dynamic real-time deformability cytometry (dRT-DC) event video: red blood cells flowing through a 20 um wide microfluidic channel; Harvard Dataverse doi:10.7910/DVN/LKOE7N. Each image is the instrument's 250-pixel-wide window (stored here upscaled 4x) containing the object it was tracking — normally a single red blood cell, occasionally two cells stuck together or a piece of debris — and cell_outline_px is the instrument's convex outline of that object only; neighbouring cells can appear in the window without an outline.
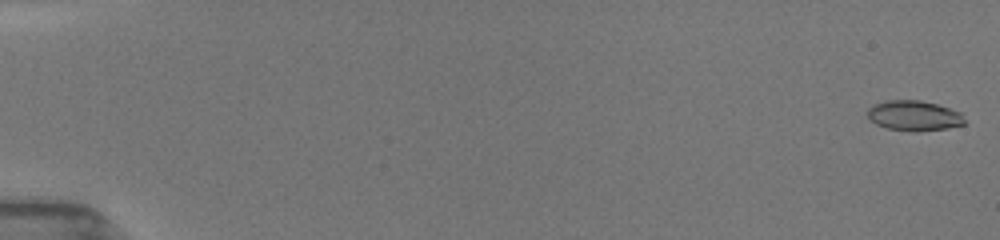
{"species": "common noctule bat (a hibernating species)", "species_latin": "Nyctalus noctula", "temperature_condition": "room temperature", "stored_images_in_passage": 10, "camera_frame_rate_fps": 3000, "um_per_image_px": 0.085, "animal": {"sex": "female", "body_mass_g": 19.5, "forearm_length_mm": 54.1}, "frame": {"image": 1, "passage_image": 1, "time_ms": 0.0, "image_size_px": [1000, 240], "cell_outline_px": [[964, 124], [948, 128], [916, 132], [888, 128], [876, 124], [868, 116], [868, 108], [872, 104], [888, 100], [920, 100], [936, 104], [960, 112], [964, 120]], "centroid_in_image_um": [77.68, 9.83], "position_along_channel_um": 7.3, "area_um2": 16.94}}
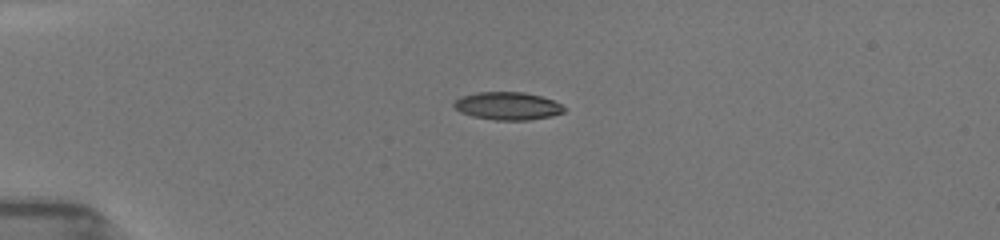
{"frame": {"image": 2, "passage_image": 7, "time_ms": 4.333, "image_size_px": [1000, 240], "cell_outline_px": [[564, 112], [552, 116], [528, 120], [496, 120], [472, 116], [460, 112], [452, 104], [460, 96], [476, 92], [524, 92], [540, 96], [552, 100], [560, 104], [564, 108]], "centroid_in_image_um": [43.12, 9.0], "position_along_channel_um": 41.9, "area_um2": 17.8}}
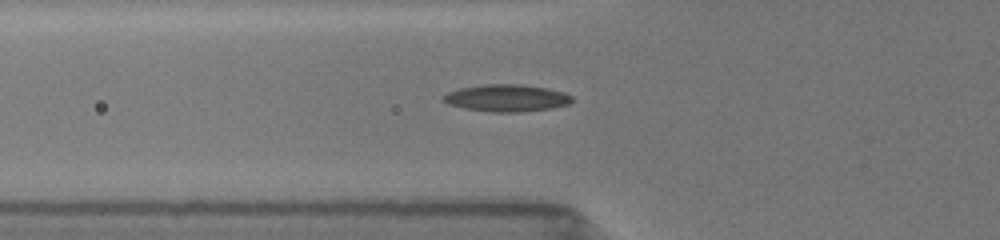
{"frame": {"image": 3, "passage_image": 10, "time_ms": 6.333, "image_size_px": [1000, 240], "cell_outline_px": [[572, 100], [568, 104], [552, 108], [520, 112], [492, 112], [464, 108], [448, 104], [440, 100], [440, 96], [448, 92], [460, 88], [484, 84], [524, 84], [548, 88], [564, 92], [572, 96]], "centroid_in_image_um": [43.03, 8.32], "position_along_channel_um": 82.8, "area_um2": 20.52}}